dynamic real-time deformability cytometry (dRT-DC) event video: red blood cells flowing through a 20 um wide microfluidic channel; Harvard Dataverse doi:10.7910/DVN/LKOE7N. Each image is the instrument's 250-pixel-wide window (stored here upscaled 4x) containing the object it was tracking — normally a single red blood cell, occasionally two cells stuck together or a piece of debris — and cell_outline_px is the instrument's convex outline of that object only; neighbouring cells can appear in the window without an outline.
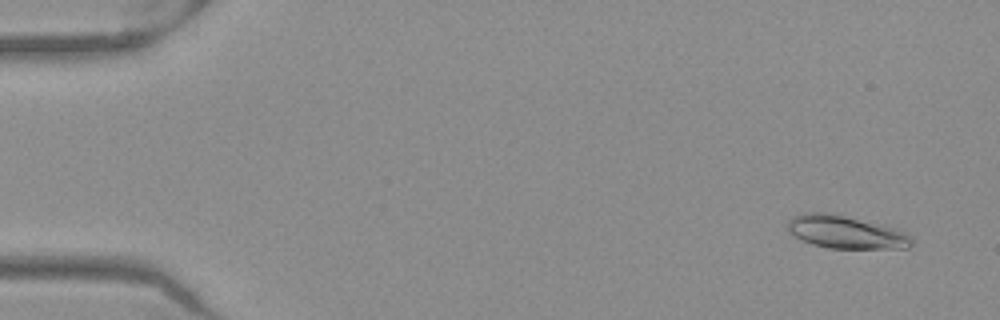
{"species": "Egyptian fruit bat (a non-hibernating species)", "species_latin": "Rousettus aegyptiacus", "temperature_condition": "warm", "stored_images_in_passage": 51, "camera_frame_rate_fps": 3000, "um_per_image_px": 0.085, "frame": {"image": 1, "passage_image": 3, "time_ms": 0.667, "image_size_px": [1000, 320], "cell_outline_px": [[912, 244], [908, 248], [828, 248], [812, 244], [800, 240], [788, 228], [788, 220], [792, 216], [804, 212], [828, 212], [884, 224], [896, 228], [904, 232], [912, 240]], "centroid_in_image_um": [71.88, 19.71], "position_along_channel_um": 13.1, "area_um2": 23.81}}
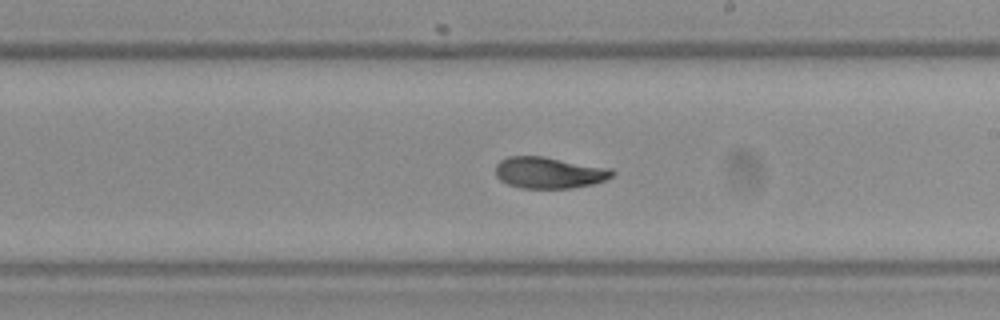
{"frame": {"image": 2, "passage_image": 30, "time_ms": 9.667, "image_size_px": [1000, 320], "cell_outline_px": [[616, 172], [612, 176], [604, 180], [592, 184], [572, 188], [520, 188], [508, 184], [500, 180], [496, 176], [496, 164], [500, 160], [508, 156], [544, 156], [612, 168]], "centroid_in_image_um": [46.68, 14.67], "position_along_channel_um": 242.3, "area_um2": 21.5}}
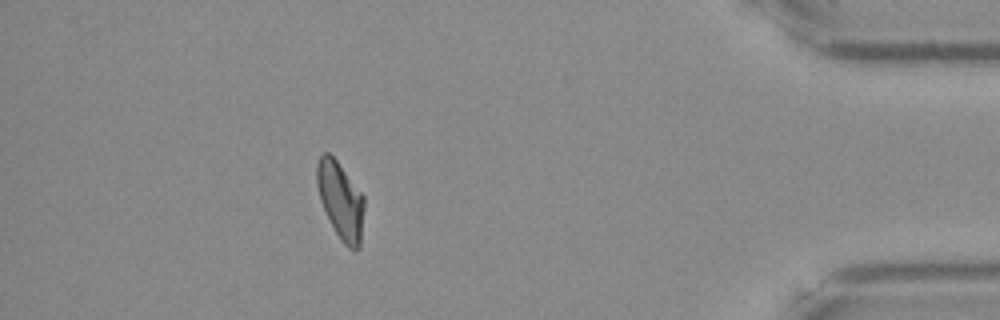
{"frame": {"image": 3, "passage_image": 46, "time_ms": 15.0, "image_size_px": [1000, 320], "cell_outline_px": [[364, 208], [360, 248], [356, 252], [348, 248], [340, 240], [320, 200], [316, 184], [316, 164], [320, 156], [324, 152], [328, 152], [336, 160], [364, 196]], "centroid_in_image_um": [28.95, 17.06], "position_along_channel_um": 406.2, "area_um2": 21.21}, "authors_computed_cell_mechanics": {"area_um2": 21.675, "velocity_mm_per_s": 3.9688, "shape_relaxation_time_tau1_ms": 6.5072, "shape_relaxation_time_tau2_ms": 2.8122, "deformation_change_tau1": 0.1911, "deformation_change_tau2": 0.0719}}